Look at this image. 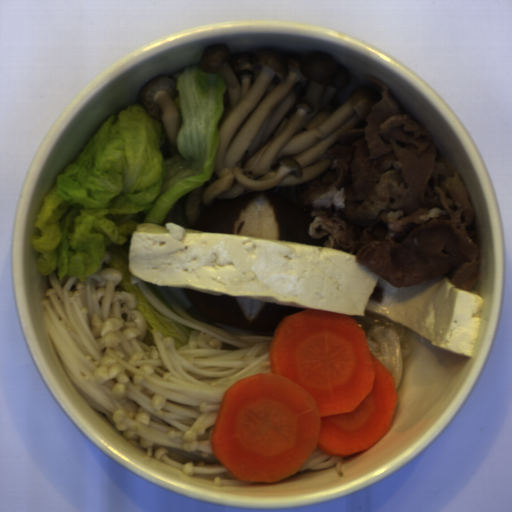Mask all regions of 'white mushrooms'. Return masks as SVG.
I'll list each match as a JSON object with an SVG mask.
<instances>
[{
    "label": "white mushrooms",
    "mask_w": 512,
    "mask_h": 512,
    "mask_svg": "<svg viewBox=\"0 0 512 512\" xmlns=\"http://www.w3.org/2000/svg\"><path fill=\"white\" fill-rule=\"evenodd\" d=\"M226 83L213 174L188 192L185 221L198 222L203 203L235 198L250 191L299 185L328 169L331 158L318 159L354 129L383 96L368 84L337 94L353 81L327 51H243L210 43L198 64Z\"/></svg>",
    "instance_id": "white-mushrooms-1"
},
{
    "label": "white mushrooms",
    "mask_w": 512,
    "mask_h": 512,
    "mask_svg": "<svg viewBox=\"0 0 512 512\" xmlns=\"http://www.w3.org/2000/svg\"><path fill=\"white\" fill-rule=\"evenodd\" d=\"M179 95L175 78H152L139 91V102L147 114L161 124L169 157L179 152L177 133L180 115L174 99Z\"/></svg>",
    "instance_id": "white-mushrooms-2"
}]
</instances>
